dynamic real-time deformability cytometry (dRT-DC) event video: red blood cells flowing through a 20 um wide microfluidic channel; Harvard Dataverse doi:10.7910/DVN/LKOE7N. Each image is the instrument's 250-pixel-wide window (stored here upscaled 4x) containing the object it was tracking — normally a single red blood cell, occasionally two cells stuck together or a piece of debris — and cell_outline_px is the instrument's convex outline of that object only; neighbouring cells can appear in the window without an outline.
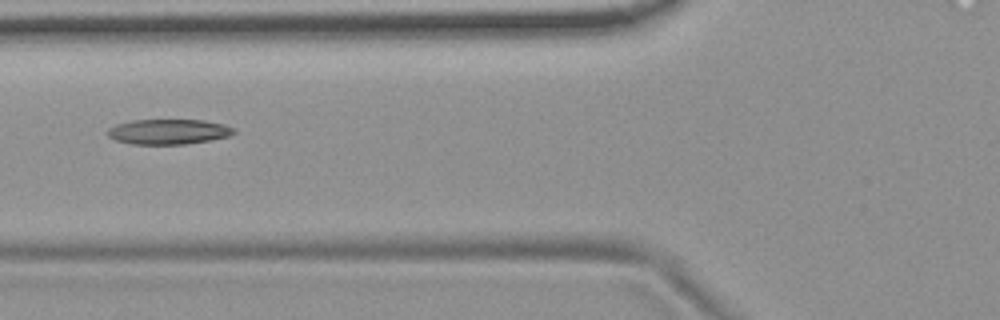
{"species": "common noctule bat (a hibernating species)", "species_latin": "Nyctalus noctula", "temperature_condition": "room temperature", "stored_images_in_passage": 6, "camera_frame_rate_fps": 3000, "um_per_image_px": 0.085, "animal": {"sex": "female", "body_mass_g": 19.9}, "frame": {"image": 1, "passage_image": 5, "time_ms": 4.667, "image_size_px": [1000, 320], "cell_outline_px": [[236, 132], [228, 136], [212, 140], [184, 144], [132, 144], [116, 140], [108, 136], [108, 128], [116, 124], [132, 120], [204, 120], [224, 124], [232, 128]], "centroid_in_image_um": [14.31, 11.19], "position_along_channel_um": 111.5, "area_um2": 18.44}}
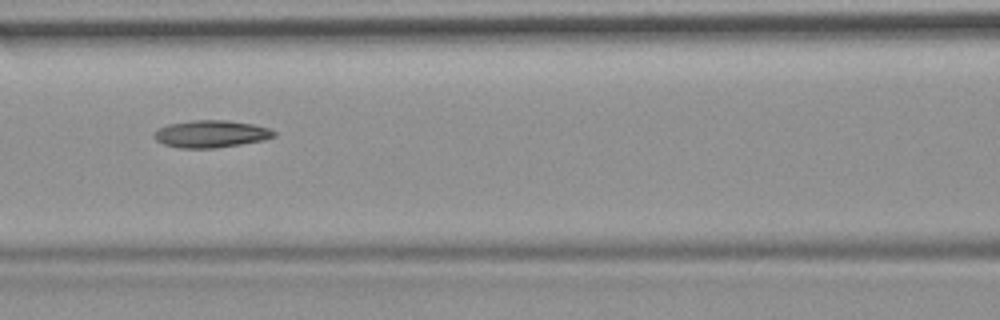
{"frame": {"image": 2, "passage_image": 6, "time_ms": 5.667, "image_size_px": [1000, 320], "cell_outline_px": [[276, 136], [264, 140], [240, 144], [212, 148], [180, 148], [164, 144], [156, 140], [152, 136], [152, 132], [168, 124], [192, 120], [228, 120], [252, 124], [268, 128], [276, 132]], "centroid_in_image_um": [17.91, 11.38], "position_along_channel_um": 148.7, "area_um2": 19.02}}